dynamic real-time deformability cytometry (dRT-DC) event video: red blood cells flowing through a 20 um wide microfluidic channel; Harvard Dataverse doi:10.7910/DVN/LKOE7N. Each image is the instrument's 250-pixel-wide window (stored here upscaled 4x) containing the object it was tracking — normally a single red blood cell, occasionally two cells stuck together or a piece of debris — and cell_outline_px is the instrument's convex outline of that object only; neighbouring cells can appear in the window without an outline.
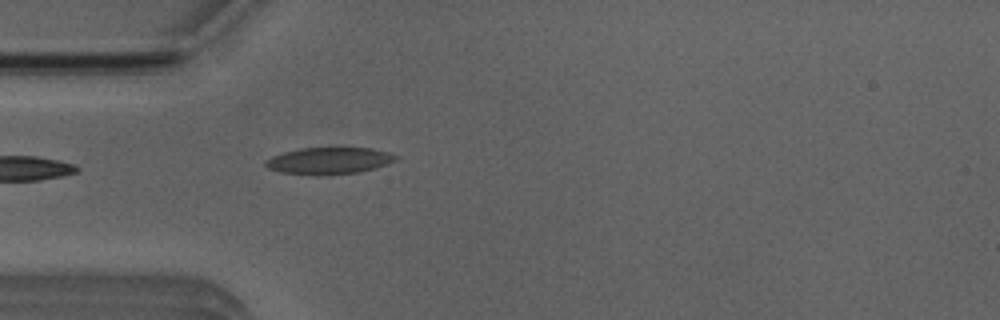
{"species": "Egyptian fruit bat (a non-hibernating species)", "species_latin": "Rousettus aegyptiacus", "temperature_condition": "room temperature", "stored_images_in_passage": 4, "camera_frame_rate_fps": 3000, "um_per_image_px": 0.085, "animal": {"sex": "male"}, "frame": {"image": 1, "passage_image": 4, "time_ms": 3.333, "image_size_px": [1000, 320], "cell_outline_px": [[400, 156], [396, 160], [388, 164], [376, 168], [360, 172], [280, 172], [268, 168], [264, 164], [264, 160], [272, 156], [284, 152], [304, 148], [372, 148], [388, 152]], "centroid_in_image_um": [28.04, 13.61], "position_along_channel_um": 57.0, "area_um2": 19.36}}